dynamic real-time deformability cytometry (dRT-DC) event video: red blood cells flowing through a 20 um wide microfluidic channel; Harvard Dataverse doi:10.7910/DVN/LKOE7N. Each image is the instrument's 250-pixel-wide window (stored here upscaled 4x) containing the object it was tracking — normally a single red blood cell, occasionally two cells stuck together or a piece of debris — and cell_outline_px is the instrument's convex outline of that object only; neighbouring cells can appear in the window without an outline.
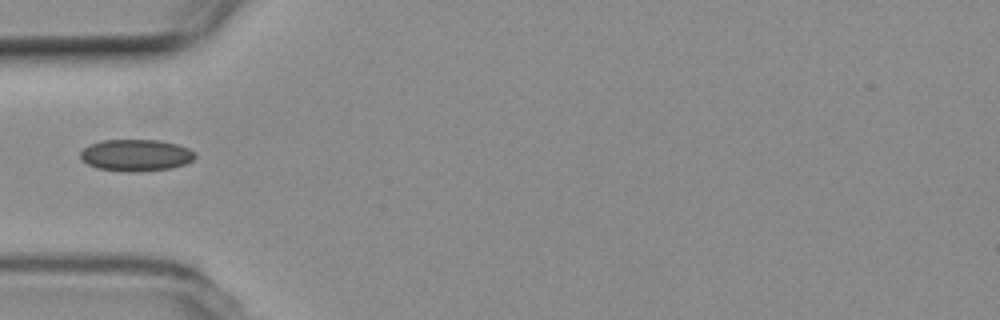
{"species": "common noctule bat (a hibernating species)", "species_latin": "Nyctalus noctula", "temperature_condition": "room temperature", "stored_images_in_passage": 39, "camera_frame_rate_fps": 3000, "um_per_image_px": 0.085, "animal": {"sex": "female", "body_mass_g": 19.3, "forearm_length_mm": 54.1}, "frame": {"image": 1, "passage_image": 1, "time_ms": 0.0, "image_size_px": [1000, 320], "cell_outline_px": [[196, 156], [192, 160], [184, 164], [172, 168], [136, 172], [128, 172], [96, 168], [88, 164], [80, 156], [80, 152], [84, 148], [92, 144], [104, 140], [160, 140], [176, 144], [188, 148], [196, 152]], "centroid_in_image_um": [11.58, 13.2], "position_along_channel_um": 73.4, "area_um2": 21.15}}
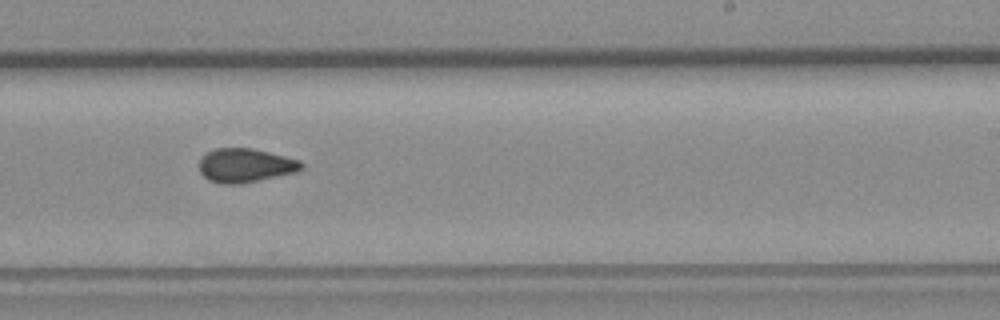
{"frame": {"image": 2, "passage_image": 17, "time_ms": 5.333, "image_size_px": [1000, 320], "cell_outline_px": [[304, 168], [296, 172], [240, 184], [220, 184], [208, 180], [200, 172], [200, 156], [216, 148], [252, 148], [300, 160], [304, 164]], "centroid_in_image_um": [20.85, 14.06], "position_along_channel_um": 268.2, "area_um2": 20.23}}
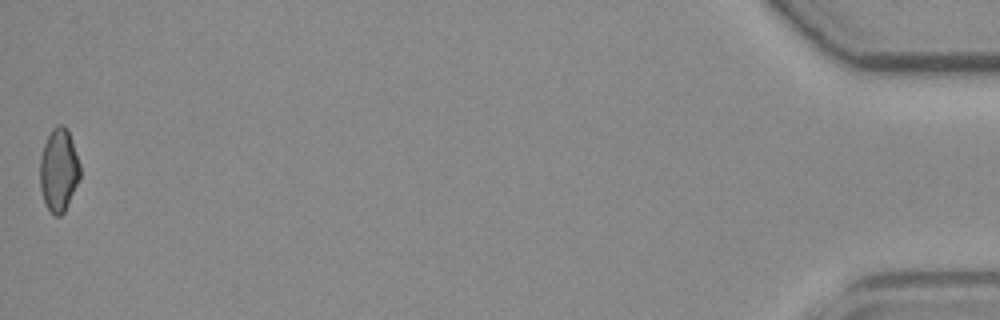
{"frame": {"image": 3, "passage_image": 39, "time_ms": 12.667, "image_size_px": [1000, 320], "cell_outline_px": [[80, 180], [64, 212], [60, 216], [52, 216], [44, 200], [40, 188], [40, 156], [44, 144], [52, 128], [56, 124], [64, 124], [68, 128], [80, 164]], "centroid_in_image_um": [5.0, 14.44], "position_along_channel_um": 430.2, "area_um2": 19.65}}